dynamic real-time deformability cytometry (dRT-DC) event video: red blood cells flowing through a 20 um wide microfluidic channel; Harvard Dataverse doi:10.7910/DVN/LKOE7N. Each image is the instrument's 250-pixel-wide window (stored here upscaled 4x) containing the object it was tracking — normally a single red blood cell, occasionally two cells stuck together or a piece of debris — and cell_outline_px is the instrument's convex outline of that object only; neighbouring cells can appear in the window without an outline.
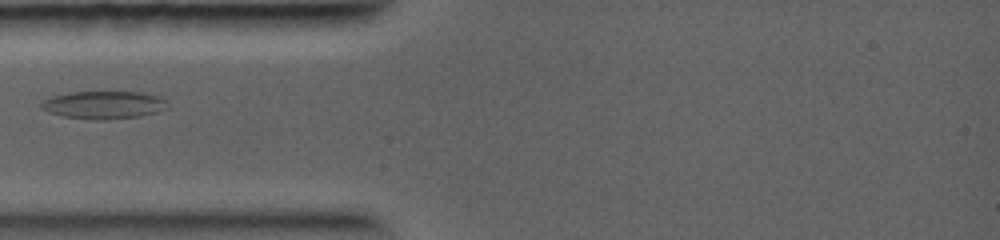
{"species": "common noctule bat (a hibernating species)", "species_latin": "Nyctalus noctula", "temperature_condition": "warm", "stored_images_in_passage": 4, "camera_frame_rate_fps": 5000, "um_per_image_px": 0.085, "animal": {"sex": "female", "body_mass_g": 19.0, "forearm_length_mm": 56.7}, "frame": {"image": 1, "passage_image": 3, "time_ms": 1.4, "image_size_px": [1000, 240], "cell_outline_px": [[168, 108], [156, 112], [140, 116], [104, 120], [96, 120], [64, 116], [48, 112], [40, 108], [40, 104], [44, 100], [52, 96], [72, 92], [140, 92], [156, 96], [164, 100]], "centroid_in_image_um": [8.78, 8.92], "position_along_channel_um": 76.2, "area_um2": 20.23}}